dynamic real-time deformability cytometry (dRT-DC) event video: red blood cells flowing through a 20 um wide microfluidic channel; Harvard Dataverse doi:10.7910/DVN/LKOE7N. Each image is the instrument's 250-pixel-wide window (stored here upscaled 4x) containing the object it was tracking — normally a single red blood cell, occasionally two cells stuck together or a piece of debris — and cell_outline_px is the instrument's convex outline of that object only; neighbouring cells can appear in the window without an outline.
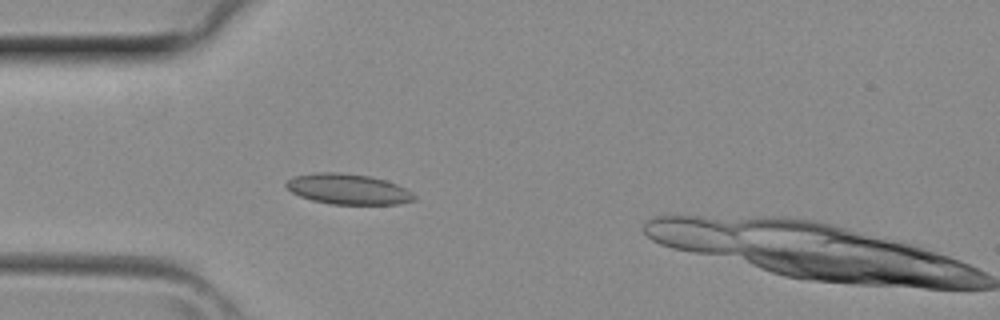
{"species": "common noctule bat (a hibernating species)", "species_latin": "Nyctalus noctula", "temperature_condition": "room temperature", "stored_images_in_passage": 5, "camera_frame_rate_fps": 3000, "um_per_image_px": 0.085, "animal": {"sex": "female", "body_mass_g": 29.2, "forearm_length_mm": 56.3}, "frame": {"image": 1, "passage_image": 4, "time_ms": 1.0, "image_size_px": [1000, 320], "cell_outline_px": [[416, 200], [396, 204], [332, 204], [312, 200], [300, 196], [292, 192], [284, 184], [288, 180], [296, 176], [320, 172], [340, 172], [368, 176], [384, 180], [396, 184], [412, 192], [416, 196]], "centroid_in_image_um": [29.6, 16.08], "position_along_channel_um": 55.4, "area_um2": 22.48}}